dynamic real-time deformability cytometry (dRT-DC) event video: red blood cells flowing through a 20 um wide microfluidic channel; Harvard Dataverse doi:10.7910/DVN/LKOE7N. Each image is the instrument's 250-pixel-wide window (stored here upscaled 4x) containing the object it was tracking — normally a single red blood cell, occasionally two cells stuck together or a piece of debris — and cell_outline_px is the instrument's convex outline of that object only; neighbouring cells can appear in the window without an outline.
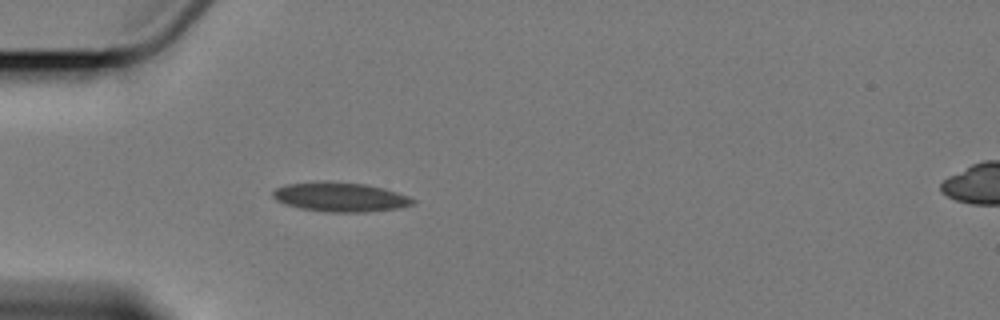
{"species": "Egyptian fruit bat (a non-hibernating species)", "species_latin": "Rousettus aegyptiacus", "temperature_condition": "cold", "stored_images_in_passage": 3, "camera_frame_rate_fps": 3000, "um_per_image_px": 0.085, "animal": {"sex": "female"}, "frame": {"image": 1, "passage_image": 3, "time_ms": 4.0, "image_size_px": [1000, 320], "cell_outline_px": [[416, 204], [400, 208], [364, 212], [324, 212], [300, 208], [276, 200], [272, 196], [272, 192], [276, 188], [288, 184], [324, 180], [364, 184], [384, 188], [408, 196], [416, 200]], "centroid_in_image_um": [28.94, 16.74], "position_along_channel_um": 56.1, "area_um2": 24.04}}